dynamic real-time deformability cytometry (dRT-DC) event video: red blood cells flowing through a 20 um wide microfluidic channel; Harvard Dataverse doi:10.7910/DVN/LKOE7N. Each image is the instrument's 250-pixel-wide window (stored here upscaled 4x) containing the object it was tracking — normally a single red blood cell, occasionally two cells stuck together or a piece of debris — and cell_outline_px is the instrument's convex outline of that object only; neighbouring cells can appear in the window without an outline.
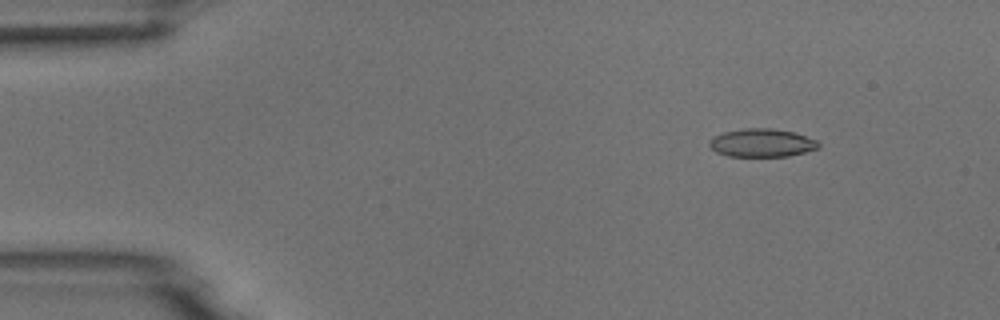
{"species": "common noctule bat (a hibernating species)", "species_latin": "Nyctalus noctula", "temperature_condition": "room temperature", "stored_images_in_passage": 7, "camera_frame_rate_fps": 3000, "um_per_image_px": 0.085, "animal": {"sex": "male", "body_mass_g": 18.8}, "frame": {"image": 1, "passage_image": 2, "time_ms": 1.333, "image_size_px": [1000, 320], "cell_outline_px": [[820, 148], [788, 156], [728, 156], [716, 152], [708, 144], [708, 140], [712, 136], [724, 132], [744, 128], [772, 128], [796, 132], [816, 140], [820, 144]], "centroid_in_image_um": [64.75, 12.13], "position_along_channel_um": 20.3, "area_um2": 18.09}}
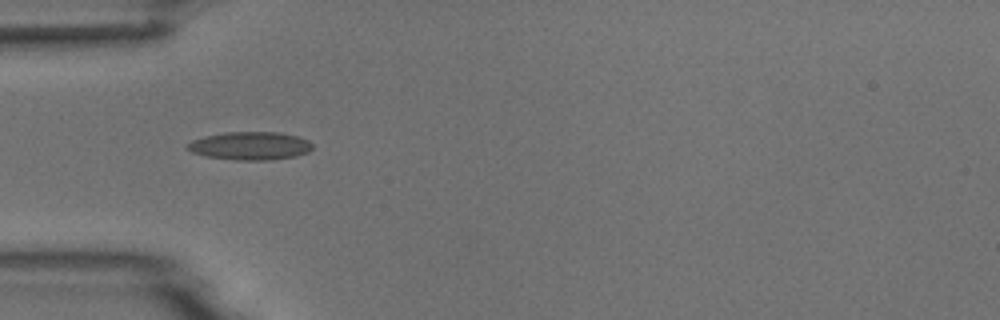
{"frame": {"image": 2, "passage_image": 5, "time_ms": 4.667, "image_size_px": [1000, 320], "cell_outline_px": [[312, 148], [308, 152], [296, 156], [272, 160], [236, 160], [208, 156], [192, 152], [184, 148], [192, 140], [204, 136], [224, 132], [280, 132], [296, 136], [308, 140], [312, 144]], "centroid_in_image_um": [21.26, 12.39], "position_along_channel_um": 63.7, "area_um2": 20.52}}